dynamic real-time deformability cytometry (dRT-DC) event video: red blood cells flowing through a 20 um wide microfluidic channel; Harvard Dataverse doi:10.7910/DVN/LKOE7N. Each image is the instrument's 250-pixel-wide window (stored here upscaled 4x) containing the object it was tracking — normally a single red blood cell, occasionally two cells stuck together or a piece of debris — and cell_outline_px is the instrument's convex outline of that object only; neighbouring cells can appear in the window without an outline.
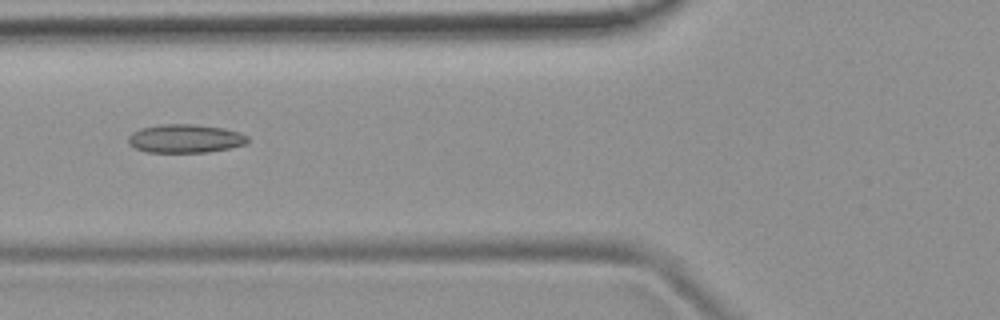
{"species": "common noctule bat (a hibernating species)", "species_latin": "Nyctalus noctula", "temperature_condition": "room temperature", "stored_images_in_passage": 6, "camera_frame_rate_fps": 3000, "um_per_image_px": 0.085, "animal": {"sex": "female", "body_mass_g": 19.9}, "frame": {"image": 1, "passage_image": 6, "time_ms": 6.0, "image_size_px": [1000, 320], "cell_outline_px": [[248, 140], [244, 144], [228, 148], [208, 152], [148, 152], [136, 148], [128, 144], [128, 136], [132, 132], [140, 128], [160, 124], [196, 124], [224, 128], [240, 132], [248, 136]], "centroid_in_image_um": [15.72, 11.76], "position_along_channel_um": 110.1, "area_um2": 19.88}}